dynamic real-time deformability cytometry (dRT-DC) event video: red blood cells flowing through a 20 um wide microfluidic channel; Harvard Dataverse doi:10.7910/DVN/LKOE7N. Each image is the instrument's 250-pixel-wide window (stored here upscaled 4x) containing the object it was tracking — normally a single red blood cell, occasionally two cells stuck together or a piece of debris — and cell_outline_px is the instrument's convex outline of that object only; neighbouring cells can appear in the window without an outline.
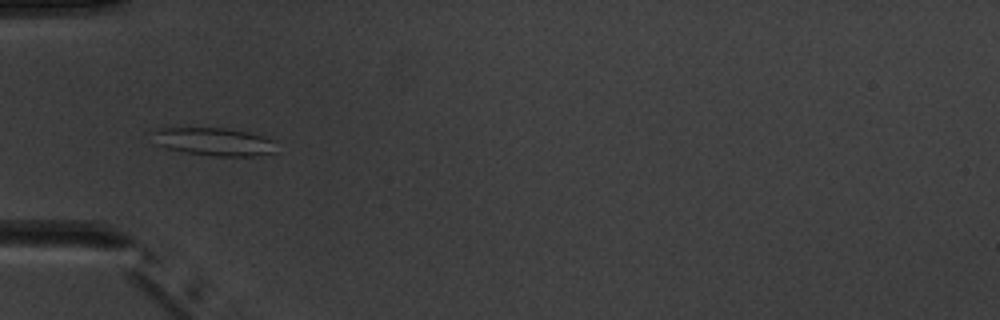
{"species": "common noctule bat (a hibernating species)", "species_latin": "Nyctalus noctula", "temperature_condition": "warm", "stored_images_in_passage": 5, "camera_frame_rate_fps": 3000, "um_per_image_px": 0.085, "animal": {"sex": "male", "body_mass_g": 20.1, "forearm_length_mm": 53.5}, "frame": {"image": 1, "passage_image": 3, "time_ms": 3.333, "image_size_px": [1000, 320], "cell_outline_px": [[276, 152], [256, 156], [212, 156], [164, 148], [148, 132], [160, 128], [224, 128], [248, 132], [276, 140]], "centroid_in_image_um": [18.23, 12.04], "position_along_channel_um": 66.8, "area_um2": 20.23}}
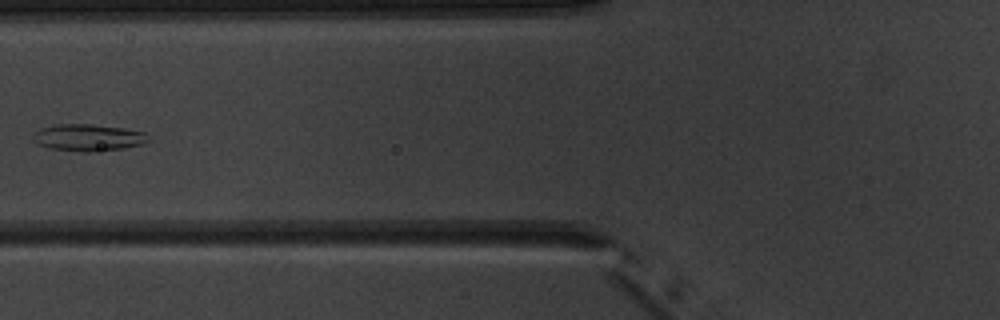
{"frame": {"image": 2, "passage_image": 4, "time_ms": 4.667, "image_size_px": [1000, 320], "cell_outline_px": [[148, 140], [140, 144], [124, 148], [92, 152], [84, 152], [48, 148], [36, 144], [32, 140], [32, 132], [40, 128], [56, 124], [92, 124], [124, 128], [144, 132]], "centroid_in_image_um": [7.39, 11.69], "position_along_channel_um": 118.4, "area_um2": 18.15}}